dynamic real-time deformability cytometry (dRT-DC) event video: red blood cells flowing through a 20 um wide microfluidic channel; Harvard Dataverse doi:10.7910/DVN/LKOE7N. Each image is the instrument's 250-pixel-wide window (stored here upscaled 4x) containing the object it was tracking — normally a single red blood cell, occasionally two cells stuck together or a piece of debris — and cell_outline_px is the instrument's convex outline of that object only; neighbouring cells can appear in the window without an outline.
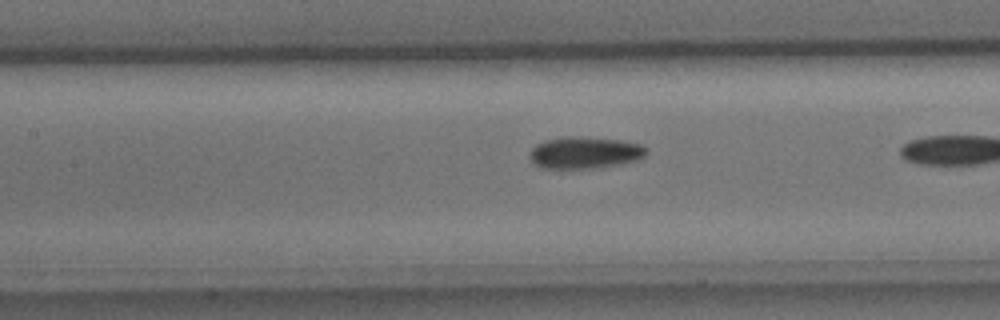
{"species": "common noctule bat (a hibernating species)", "species_latin": "Nyctalus noctula", "temperature_condition": "cold", "stored_images_in_passage": 21, "camera_frame_rate_fps": 3000, "um_per_image_px": 0.085, "animal": {"sex": "male", "body_mass_g": 15.6}, "frame": {"image": 1, "passage_image": 19, "time_ms": 6.0, "image_size_px": [1000, 320], "cell_outline_px": [[648, 152], [644, 156], [636, 160], [620, 164], [592, 168], [544, 168], [532, 164], [532, 148], [536, 144], [544, 140], [564, 136], [576, 136], [620, 140], [640, 144], [648, 148]], "centroid_in_image_um": [49.72, 12.96], "position_along_channel_um": 157.7, "area_um2": 21.56}}